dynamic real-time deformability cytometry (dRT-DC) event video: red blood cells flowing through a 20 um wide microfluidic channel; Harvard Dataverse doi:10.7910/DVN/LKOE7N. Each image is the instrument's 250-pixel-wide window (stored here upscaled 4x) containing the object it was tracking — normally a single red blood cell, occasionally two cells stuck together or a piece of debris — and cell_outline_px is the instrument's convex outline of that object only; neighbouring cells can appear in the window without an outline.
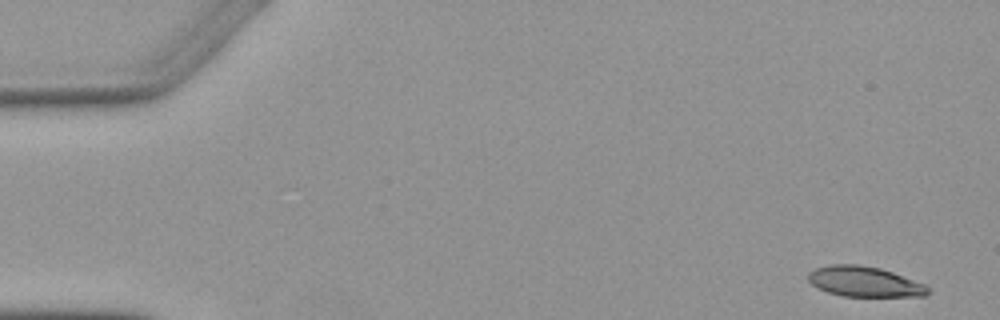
{"species": "Egyptian fruit bat (a non-hibernating species)", "species_latin": "Rousettus aegyptiacus", "temperature_condition": "warm", "stored_images_in_passage": 6, "camera_frame_rate_fps": 3000, "um_per_image_px": 0.085, "animal": {"sex": "female"}, "frame": {"image": 1, "passage_image": 1, "time_ms": 0.0, "image_size_px": [1000, 320], "cell_outline_px": [[928, 292], [924, 296], [844, 296], [828, 292], [816, 288], [808, 280], [808, 272], [816, 268], [828, 264], [856, 264], [880, 268], [892, 272], [924, 284], [928, 288]], "centroid_in_image_um": [73.42, 23.93], "position_along_channel_um": 11.6, "area_um2": 20.98}}
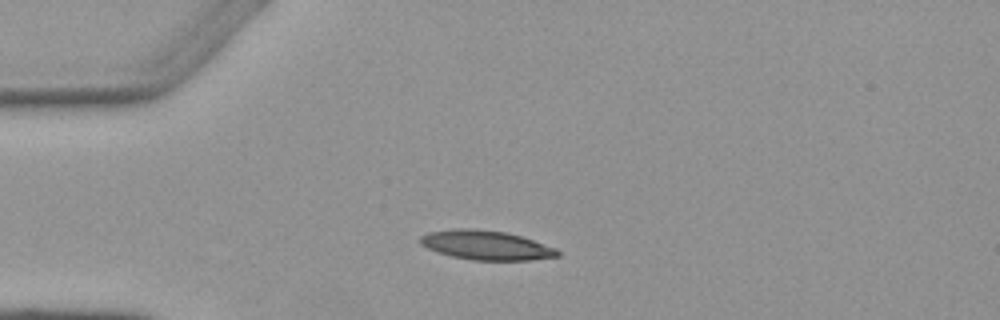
{"frame": {"image": 2, "passage_image": 4, "time_ms": 3.667, "image_size_px": [1000, 320], "cell_outline_px": [[560, 256], [532, 260], [472, 260], [452, 256], [428, 248], [420, 244], [420, 236], [428, 232], [452, 228], [476, 228], [508, 232], [556, 248], [560, 252]], "centroid_in_image_um": [41.32, 20.83], "position_along_channel_um": 43.7, "area_um2": 23.52}}
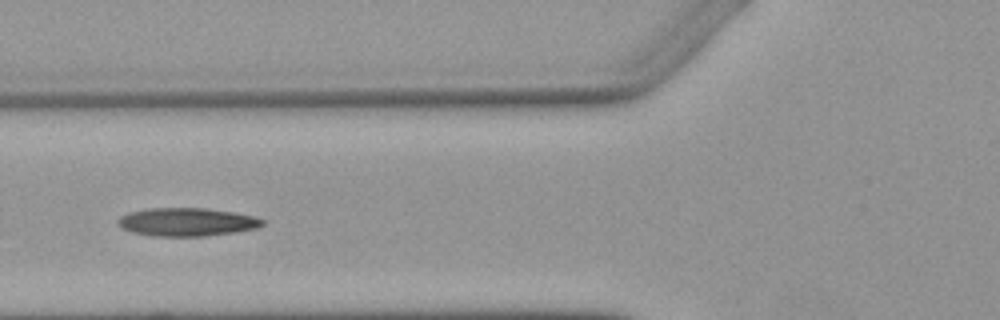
{"frame": {"image": 3, "passage_image": 6, "time_ms": 6.0, "image_size_px": [1000, 320], "cell_outline_px": [[264, 224], [256, 228], [232, 232], [204, 236], [152, 236], [132, 232], [120, 228], [116, 224], [116, 220], [120, 216], [128, 212], [148, 208], [204, 208], [232, 212], [252, 216], [264, 220]], "centroid_in_image_um": [15.79, 18.87], "position_along_channel_um": 110.0, "area_um2": 23.76}}